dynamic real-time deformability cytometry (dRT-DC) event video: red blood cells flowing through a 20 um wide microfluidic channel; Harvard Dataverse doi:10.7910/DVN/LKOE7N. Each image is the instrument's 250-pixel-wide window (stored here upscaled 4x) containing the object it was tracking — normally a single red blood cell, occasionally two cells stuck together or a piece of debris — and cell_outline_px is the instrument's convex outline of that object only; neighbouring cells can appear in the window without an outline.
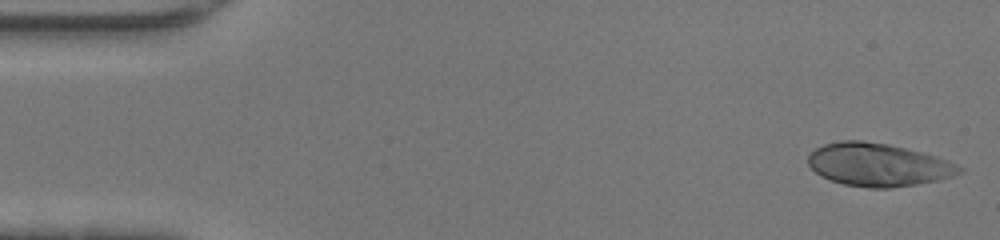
{"species": "human", "species_latin": "Homo sapiens", "temperature_condition": "warm", "stored_images_in_passage": 45, "camera_frame_rate_fps": 3000, "um_per_image_px": 0.085, "donor": {"sex": "female"}, "frame": {"image": 1, "passage_image": 1, "time_ms": 0.0, "image_size_px": [1000, 240], "cell_outline_px": [[964, 168], [960, 172], [952, 176], [936, 180], [916, 184], [888, 188], [868, 188], [844, 184], [820, 176], [808, 164], [808, 156], [816, 148], [824, 144], [840, 140], [860, 140], [888, 144], [936, 156], [948, 160]], "centroid_in_image_um": [74.62, 14.0], "position_along_channel_um": 10.4, "area_um2": 37.57}}
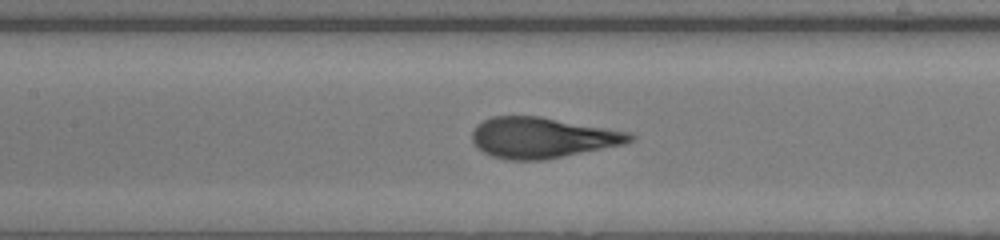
{"frame": {"image": 2, "passage_image": 20, "time_ms": 6.333, "image_size_px": [1000, 240], "cell_outline_px": [[636, 136], [632, 140], [624, 144], [544, 160], [508, 160], [492, 156], [484, 152], [472, 140], [472, 132], [476, 124], [492, 116], [540, 116], [632, 132]], "centroid_in_image_um": [46.11, 11.69], "position_along_channel_um": 161.3, "area_um2": 37.4}}
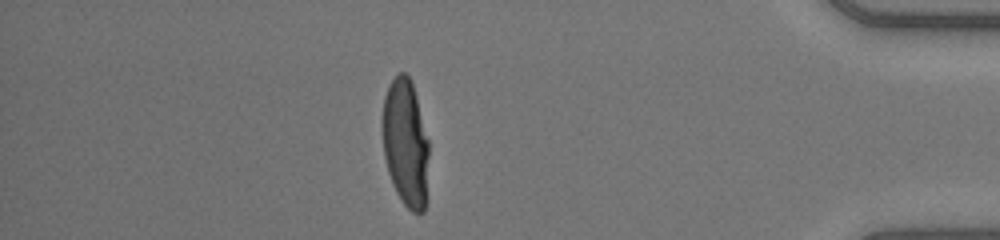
{"frame": {"image": 3, "passage_image": 39, "time_ms": 12.667, "image_size_px": [1000, 240], "cell_outline_px": [[428, 156], [424, 212], [412, 212], [404, 204], [396, 192], [392, 184], [388, 172], [384, 156], [380, 124], [380, 120], [384, 96], [388, 84], [400, 72], [404, 72], [408, 76], [412, 84], [416, 96], [428, 140]], "centroid_in_image_um": [34.42, 12.11], "position_along_channel_um": 400.8, "area_um2": 34.68}, "authors_computed_cell_mechanics": {"area_um2": 36.703, "velocity_mm_per_s": 4.4783, "shape_relaxation_time_tau1_ms": 4.5348, "shape_relaxation_time_tau2_ms": null, "deformation_change_tau1": 0.2897, "deformation_change_tau2": null}}